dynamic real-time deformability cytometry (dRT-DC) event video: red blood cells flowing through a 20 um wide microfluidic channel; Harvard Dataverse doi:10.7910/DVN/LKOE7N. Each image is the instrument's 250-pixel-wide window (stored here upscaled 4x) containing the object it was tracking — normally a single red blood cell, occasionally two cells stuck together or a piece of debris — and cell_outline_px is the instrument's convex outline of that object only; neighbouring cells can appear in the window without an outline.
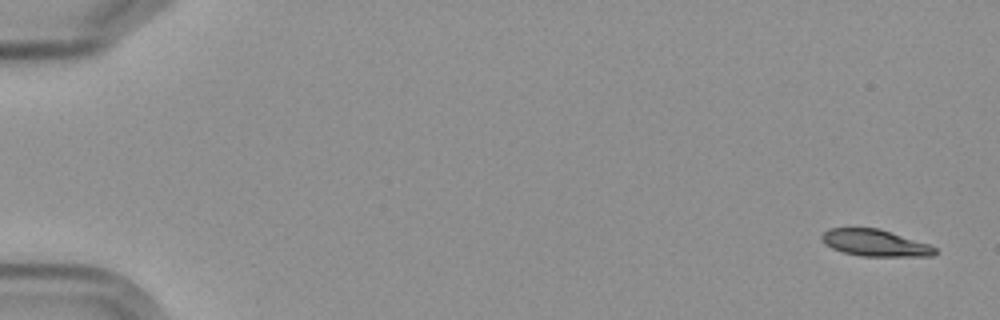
{"species": "Egyptian fruit bat (a non-hibernating species)", "species_latin": "Rousettus aegyptiacus", "temperature_condition": "cold", "stored_images_in_passage": 12, "camera_frame_rate_fps": 3000, "um_per_image_px": 0.085, "frame": {"image": 1, "passage_image": 1, "time_ms": 0.0, "image_size_px": [1000, 320], "cell_outline_px": [[936, 252], [932, 256], [860, 256], [844, 252], [832, 248], [824, 244], [820, 240], [820, 236], [828, 228], [876, 228], [928, 244], [936, 248]], "centroid_in_image_um": [74.31, 20.65], "position_along_channel_um": 10.7, "area_um2": 17.4}}
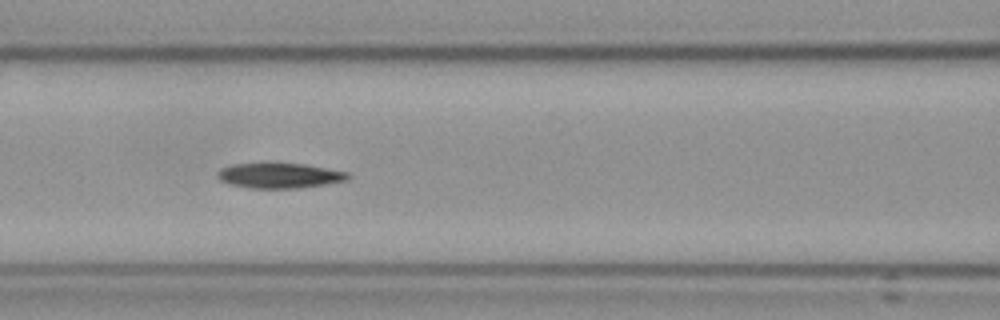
{"frame": {"image": 2, "passage_image": 7, "time_ms": 8.0, "image_size_px": [1000, 320], "cell_outline_px": [[352, 176], [348, 180], [300, 188], [248, 188], [232, 184], [220, 180], [216, 176], [224, 168], [232, 164], [304, 164], [348, 172]], "centroid_in_image_um": [23.82, 14.94], "position_along_channel_um": 142.8, "area_um2": 18.73}}
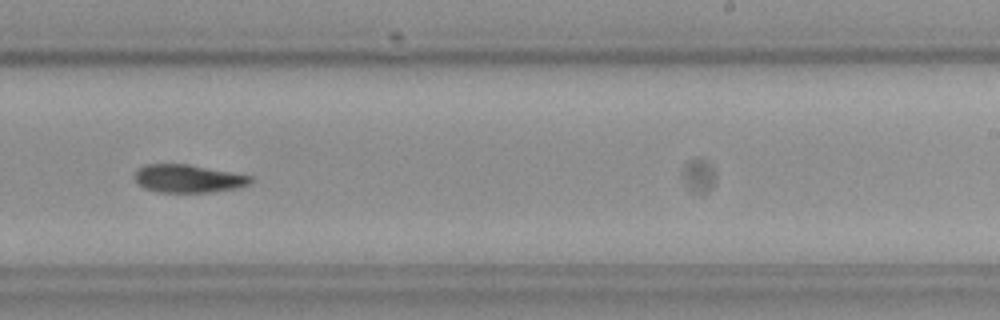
{"frame": {"image": 3, "passage_image": 10, "time_ms": 11.667, "image_size_px": [1000, 320], "cell_outline_px": [[252, 180], [248, 184], [236, 188], [212, 192], [160, 192], [148, 188], [140, 184], [136, 180], [136, 172], [144, 164], [188, 164], [252, 176]], "centroid_in_image_um": [16.02, 15.17], "position_along_channel_um": 273.0, "area_um2": 18.5}}